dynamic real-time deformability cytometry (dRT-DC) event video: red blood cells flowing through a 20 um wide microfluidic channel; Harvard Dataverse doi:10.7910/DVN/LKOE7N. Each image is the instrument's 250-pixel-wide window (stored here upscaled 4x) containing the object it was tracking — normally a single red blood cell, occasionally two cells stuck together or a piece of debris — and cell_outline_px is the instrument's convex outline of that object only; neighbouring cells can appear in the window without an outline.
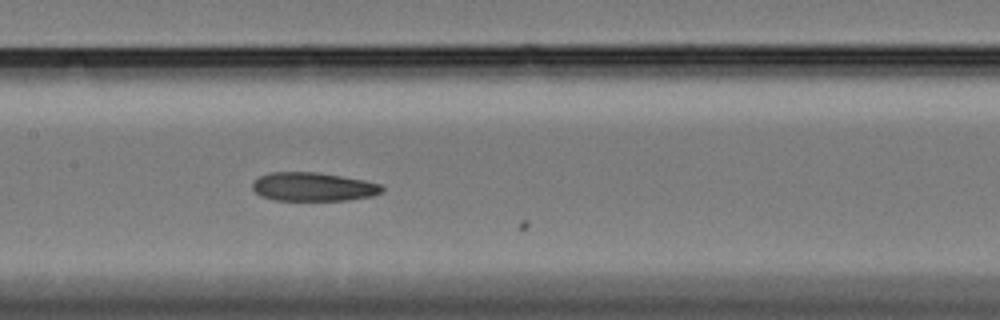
{"species": "Egyptian fruit bat (a non-hibernating species)", "species_latin": "Rousettus aegyptiacus", "temperature_condition": "cold", "stored_images_in_passage": 31, "camera_frame_rate_fps": 3000, "um_per_image_px": 0.085, "animal": {"sex": "female"}, "frame": {"image": 1, "passage_image": 30, "time_ms": 9.667, "image_size_px": [1000, 320], "cell_outline_px": [[384, 192], [372, 196], [348, 200], [272, 200], [260, 196], [252, 188], [252, 180], [268, 172], [316, 172], [364, 180], [380, 184], [384, 188]], "centroid_in_image_um": [26.59, 15.88], "position_along_channel_um": 180.8, "area_um2": 21.79}}